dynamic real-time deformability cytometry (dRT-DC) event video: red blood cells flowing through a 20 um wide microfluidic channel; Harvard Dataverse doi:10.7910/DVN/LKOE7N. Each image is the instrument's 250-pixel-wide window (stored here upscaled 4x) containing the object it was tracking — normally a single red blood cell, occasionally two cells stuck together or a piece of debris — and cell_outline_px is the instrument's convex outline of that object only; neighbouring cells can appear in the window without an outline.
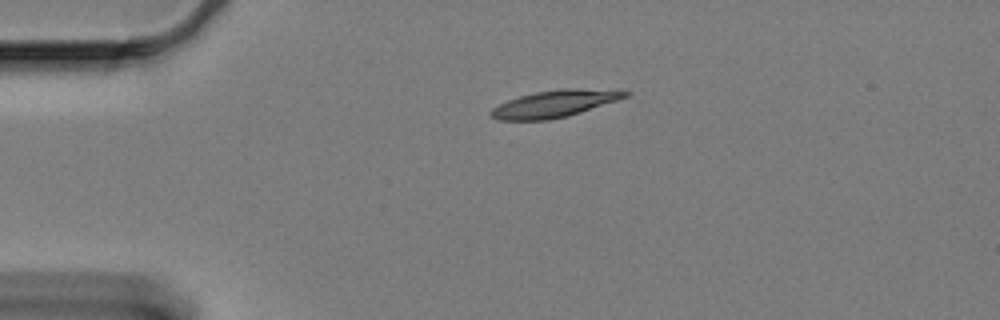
{"species": "Egyptian fruit bat (a non-hibernating species)", "species_latin": "Rousettus aegyptiacus", "temperature_condition": "cold", "stored_images_in_passage": 48, "camera_frame_rate_fps": 3000, "um_per_image_px": 0.085, "animal": {"sex": "female"}, "frame": {"image": 1, "passage_image": 1, "time_ms": 0.0, "image_size_px": [1000, 320], "cell_outline_px": [[632, 92], [628, 96], [568, 116], [548, 120], [496, 120], [488, 112], [492, 108], [508, 100], [520, 96], [536, 92], [560, 88], [624, 88]], "centroid_in_image_um": [47.23, 8.78], "position_along_channel_um": 37.8, "area_um2": 21.44}}
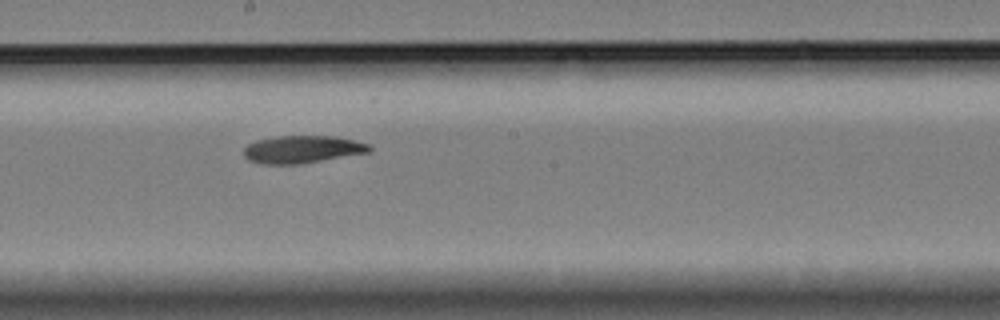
{"frame": {"image": 2, "passage_image": 21, "time_ms": 6.667, "image_size_px": [1000, 320], "cell_outline_px": [[372, 148], [368, 152], [296, 164], [264, 164], [248, 160], [244, 156], [244, 148], [248, 144], [256, 140], [276, 136], [332, 136], [372, 144]], "centroid_in_image_um": [25.66, 12.68], "position_along_channel_um": 222.5, "area_um2": 19.88}}
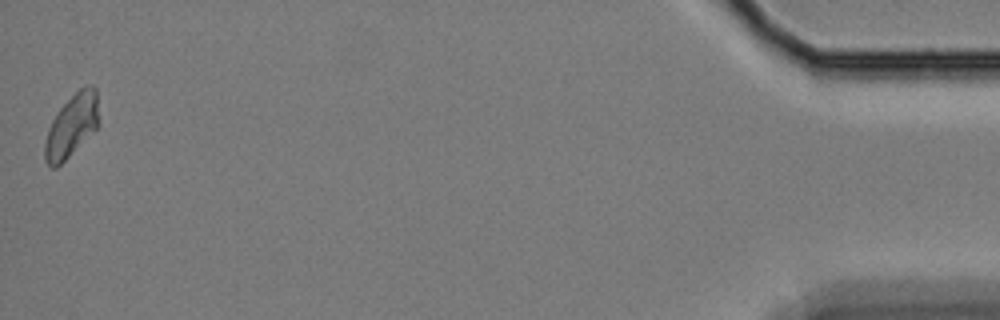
{"frame": {"image": 3, "passage_image": 48, "time_ms": 15.667, "image_size_px": [1000, 320], "cell_outline_px": [[100, 124], [56, 168], [52, 168], [44, 160], [44, 144], [48, 128], [52, 120], [60, 108], [84, 84], [92, 84], [96, 88]], "centroid_in_image_um": [6.1, 10.65], "position_along_channel_um": 429.1, "area_um2": 19.59}}